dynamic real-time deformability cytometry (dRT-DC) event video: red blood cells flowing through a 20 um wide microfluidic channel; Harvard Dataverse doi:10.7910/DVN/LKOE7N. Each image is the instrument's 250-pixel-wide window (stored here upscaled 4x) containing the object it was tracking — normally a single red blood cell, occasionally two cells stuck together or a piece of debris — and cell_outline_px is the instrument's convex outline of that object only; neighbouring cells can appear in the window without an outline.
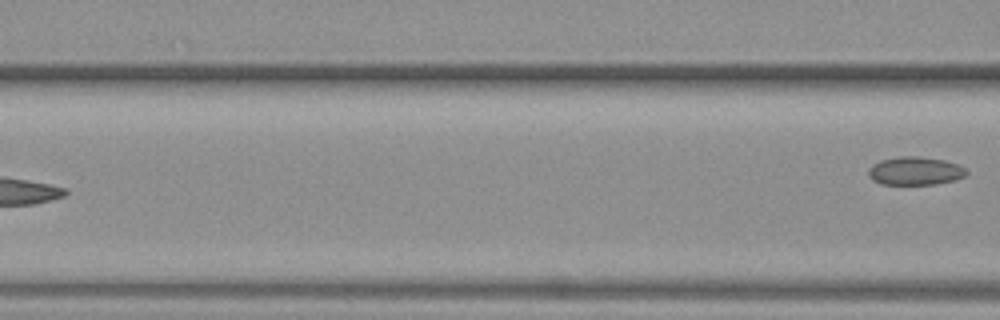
{"species": "common noctule bat (a hibernating species)", "species_latin": "Nyctalus noctula", "temperature_condition": "warm", "stored_images_in_passage": 5, "camera_frame_rate_fps": 3000, "um_per_image_px": 0.085, "animal": {"sex": "female", "body_mass_g": 19.3, "forearm_length_mm": 54.1}, "frame": {"image": 1, "passage_image": 5, "time_ms": 1.333, "image_size_px": [1000, 320], "cell_outline_px": [[968, 172], [964, 176], [956, 180], [936, 184], [880, 184], [872, 180], [868, 176], [868, 168], [872, 164], [880, 160], [900, 156], [920, 156], [944, 160], [956, 164], [964, 168]], "centroid_in_image_um": [77.75, 14.53], "position_along_channel_um": 88.9, "area_um2": 16.24}}